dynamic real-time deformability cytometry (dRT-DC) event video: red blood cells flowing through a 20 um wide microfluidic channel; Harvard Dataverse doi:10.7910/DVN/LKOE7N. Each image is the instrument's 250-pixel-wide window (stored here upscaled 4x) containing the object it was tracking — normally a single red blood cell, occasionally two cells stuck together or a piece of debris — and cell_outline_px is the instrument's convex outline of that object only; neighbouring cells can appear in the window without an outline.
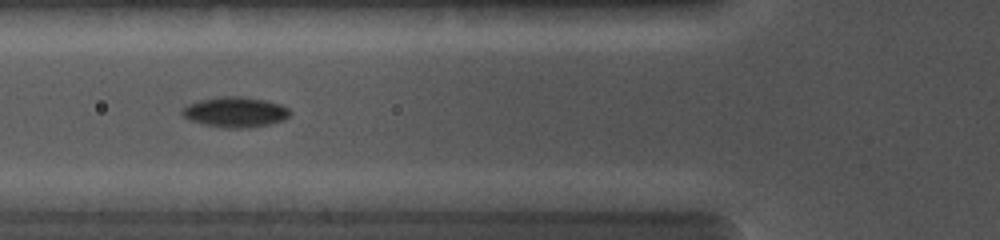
{"species": "common noctule bat (a hibernating species)", "species_latin": "Nyctalus noctula", "temperature_condition": "cold", "stored_images_in_passage": 24, "camera_frame_rate_fps": 5000, "um_per_image_px": 0.085, "animal": {"sex": "female", "body_mass_g": 19.0, "forearm_length_mm": 56.7}, "frame": {"image": 1, "passage_image": 7, "time_ms": 2.6, "image_size_px": [1000, 240], "cell_outline_px": [[292, 112], [284, 120], [268, 124], [248, 128], [224, 128], [204, 124], [188, 120], [180, 112], [180, 108], [188, 104], [200, 100], [220, 96], [240, 96], [264, 100], [280, 104], [288, 108]], "centroid_in_image_um": [19.96, 9.53], "position_along_channel_um": 105.8, "area_um2": 19.13}}